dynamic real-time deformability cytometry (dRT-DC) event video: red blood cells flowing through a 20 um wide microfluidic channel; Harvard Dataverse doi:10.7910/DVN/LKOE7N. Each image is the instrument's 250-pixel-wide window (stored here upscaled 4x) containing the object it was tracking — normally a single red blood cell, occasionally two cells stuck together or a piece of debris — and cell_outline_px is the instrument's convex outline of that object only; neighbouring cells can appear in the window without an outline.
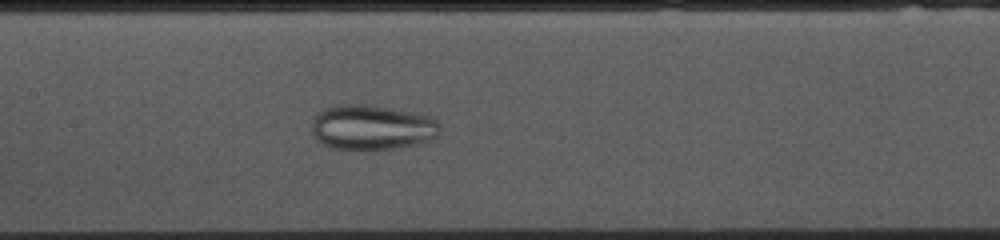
{"species": "common noctule bat (a hibernating species)", "species_latin": "Nyctalus noctula", "temperature_condition": "cold", "stored_images_in_passage": 47, "camera_frame_rate_fps": 3000, "um_per_image_px": 0.085, "animal": {"sex": "female", "body_mass_g": 10.0, "forearm_length_mm": 53.1}, "frame": {"image": 1, "passage_image": 23, "time_ms": 7.333, "image_size_px": [1000, 240], "cell_outline_px": [[440, 128], [436, 136], [432, 140], [416, 144], [392, 148], [336, 148], [324, 144], [316, 140], [312, 132], [312, 120], [324, 108], [336, 104], [364, 104], [388, 108], [428, 116], [436, 120], [440, 124]], "centroid_in_image_um": [31.59, 10.81], "position_along_channel_um": 175.8, "area_um2": 33.0}}
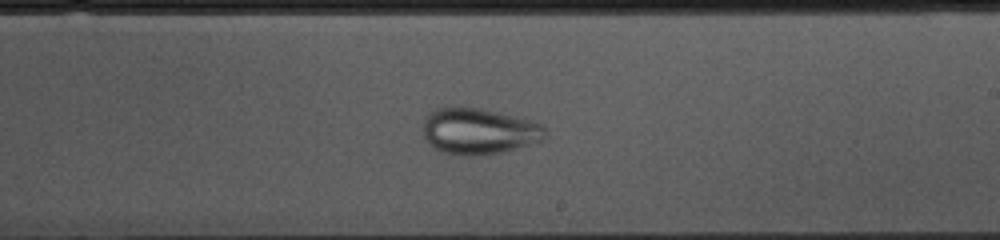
{"frame": {"image": 2, "passage_image": 29, "time_ms": 9.333, "image_size_px": [1000, 240], "cell_outline_px": [[544, 140], [504, 152], [468, 156], [444, 152], [428, 144], [424, 136], [424, 116], [428, 112], [436, 108], [484, 108], [532, 120], [540, 124], [544, 128]], "centroid_in_image_um": [40.7, 11.14], "position_along_channel_um": 248.3, "area_um2": 32.77}}
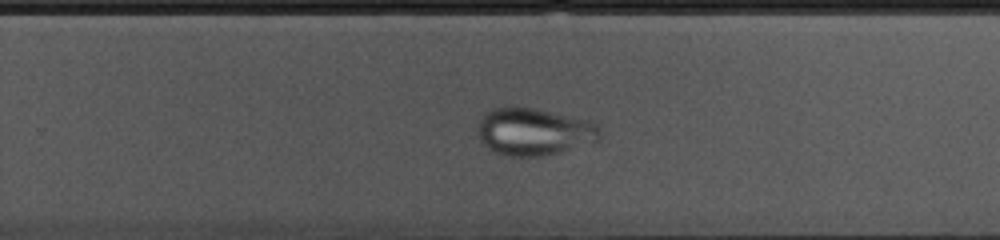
{"frame": {"image": 3, "passage_image": 32, "time_ms": 10.333, "image_size_px": [1000, 240], "cell_outline_px": [[600, 140], [560, 152], [540, 156], [512, 156], [496, 152], [488, 148], [476, 136], [476, 124], [480, 116], [484, 112], [492, 108], [508, 104], [536, 108], [588, 120], [596, 124], [600, 128]], "centroid_in_image_um": [45.3, 11.15], "position_along_channel_um": 284.5, "area_um2": 34.45}}